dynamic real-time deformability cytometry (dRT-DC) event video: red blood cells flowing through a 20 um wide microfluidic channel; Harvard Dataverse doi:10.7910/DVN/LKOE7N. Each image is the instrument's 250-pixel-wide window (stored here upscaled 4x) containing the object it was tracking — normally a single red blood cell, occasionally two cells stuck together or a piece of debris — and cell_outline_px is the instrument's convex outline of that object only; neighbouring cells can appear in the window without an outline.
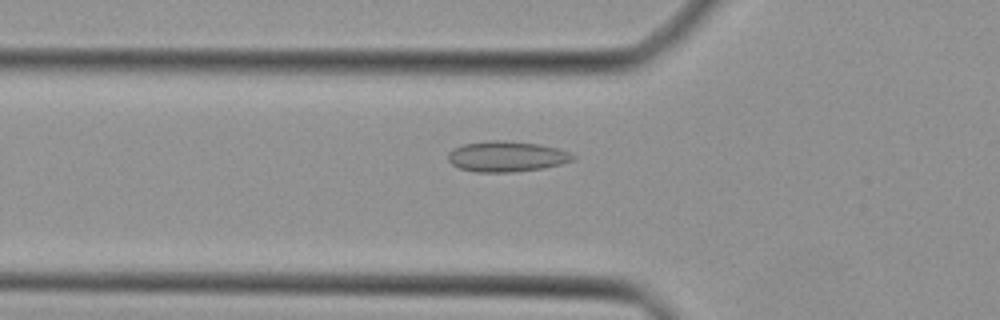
{"species": "Egyptian fruit bat (a non-hibernating species)", "species_latin": "Rousettus aegyptiacus", "temperature_condition": "cold", "stored_images_in_passage": 31, "camera_frame_rate_fps": 3000, "um_per_image_px": 0.085, "animal": {"sex": "female"}, "frame": {"image": 1, "passage_image": 2, "time_ms": 0.333, "image_size_px": [1000, 320], "cell_outline_px": [[576, 156], [572, 160], [560, 164], [544, 168], [512, 172], [476, 172], [460, 168], [452, 164], [448, 160], [448, 152], [452, 148], [464, 144], [492, 140], [500, 140], [540, 144], [556, 148], [568, 152]], "centroid_in_image_um": [43.03, 13.3], "position_along_channel_um": 82.8, "area_um2": 22.14}}
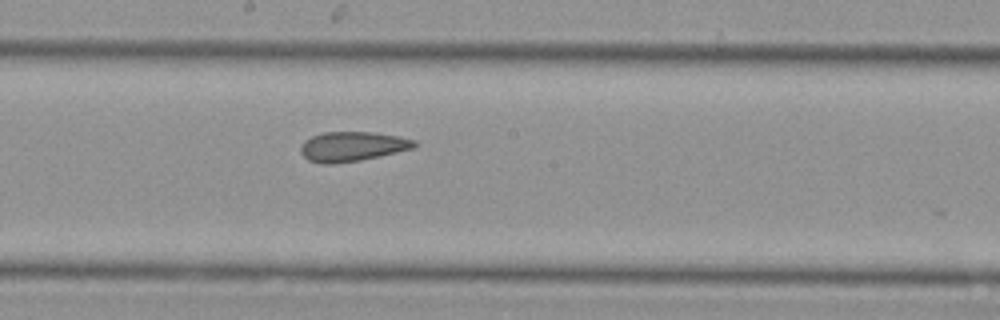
{"frame": {"image": 2, "passage_image": 11, "time_ms": 3.333, "image_size_px": [1000, 320], "cell_outline_px": [[416, 144], [412, 148], [380, 156], [360, 160], [332, 164], [324, 164], [308, 160], [300, 152], [300, 148], [304, 140], [312, 136], [324, 132], [372, 132], [396, 136], [416, 140]], "centroid_in_image_um": [29.9, 12.45], "position_along_channel_um": 218.3, "area_um2": 19.48}}
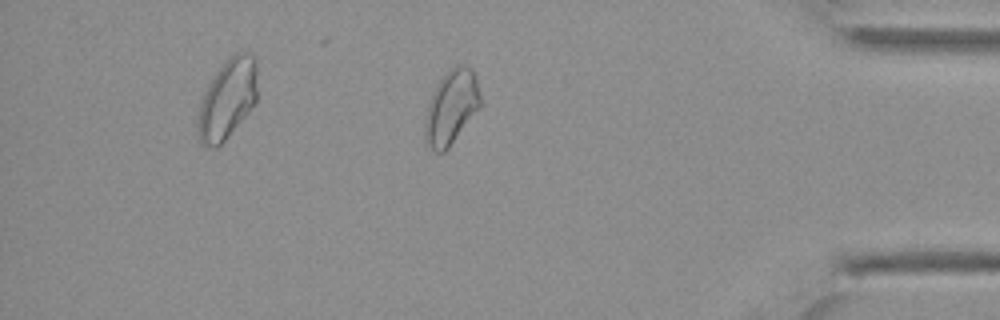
{"frame": {"image": 3, "passage_image": 25, "time_ms": 8.0, "image_size_px": [1000, 320], "cell_outline_px": [[480, 104], [448, 148], [444, 152], [436, 152], [424, 144], [424, 120], [428, 104], [432, 92], [436, 84], [448, 68], [456, 64], [464, 64], [472, 68], [476, 76], [480, 96]], "centroid_in_image_um": [38.31, 9.07], "position_along_channel_um": 396.9, "area_um2": 23.99}}